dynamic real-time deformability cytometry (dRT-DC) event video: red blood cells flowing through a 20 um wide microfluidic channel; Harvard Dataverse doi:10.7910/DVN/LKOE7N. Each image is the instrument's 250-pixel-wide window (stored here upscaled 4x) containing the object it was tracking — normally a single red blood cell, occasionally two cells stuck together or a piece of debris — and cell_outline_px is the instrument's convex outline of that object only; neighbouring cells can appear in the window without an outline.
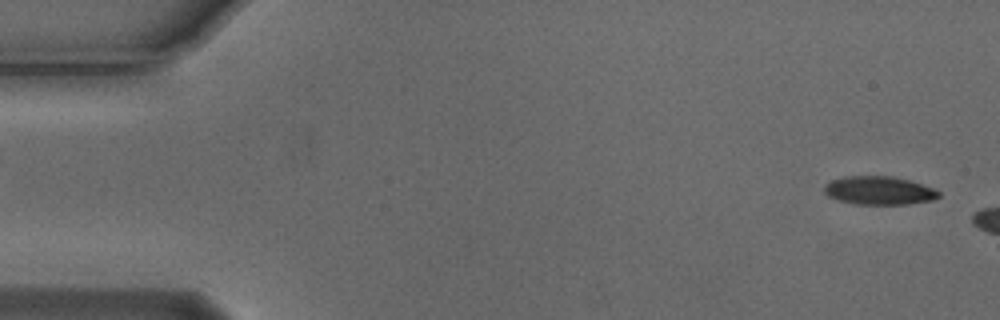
{"species": "Egyptian fruit bat (a non-hibernating species)", "species_latin": "Rousettus aegyptiacus", "temperature_condition": "cold", "stored_images_in_passage": 4, "segment_of_instrument_passage": [2, 2], "camera_frame_rate_fps": 3000, "um_per_image_px": 0.085, "animal": {"sex": "male"}, "frame": {"image": 1, "passage_image": 4, "time_ms": 1.0, "image_size_px": [1000, 320], "cell_outline_px": [[940, 196], [932, 200], [908, 204], [856, 204], [840, 200], [828, 196], [824, 192], [824, 184], [832, 180], [844, 176], [892, 176], [908, 180], [932, 188], [940, 192]], "centroid_in_image_um": [74.7, 16.19], "position_along_channel_um": 10.3, "area_um2": 18.79}}